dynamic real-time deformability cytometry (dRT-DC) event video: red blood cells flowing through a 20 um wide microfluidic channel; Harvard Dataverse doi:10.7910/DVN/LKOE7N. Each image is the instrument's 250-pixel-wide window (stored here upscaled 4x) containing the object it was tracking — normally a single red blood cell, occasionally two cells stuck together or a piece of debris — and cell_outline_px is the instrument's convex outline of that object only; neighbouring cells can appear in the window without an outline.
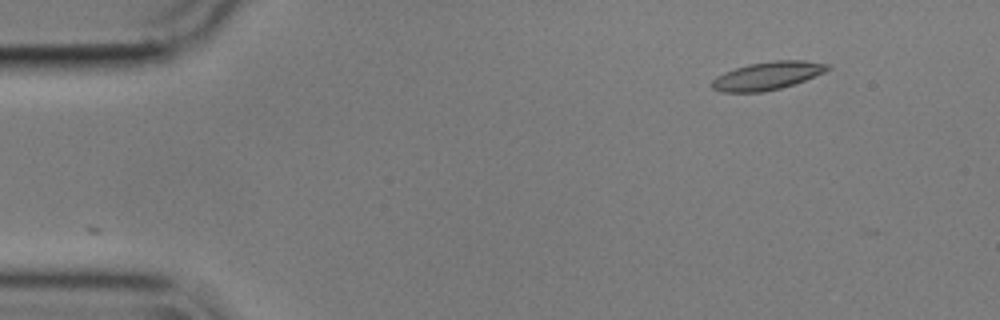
{"species": "common noctule bat (a hibernating species)", "species_latin": "Nyctalus noctula", "temperature_condition": "cold", "stored_images_in_passage": 5, "camera_frame_rate_fps": 3000, "um_per_image_px": 0.085, "animal": {"sex": "male", "body_mass_g": 17.9}, "frame": {"image": 1, "passage_image": 1, "time_ms": 0.0, "image_size_px": [1000, 320], "cell_outline_px": [[832, 68], [824, 72], [804, 80], [780, 88], [764, 92], [720, 92], [712, 88], [712, 80], [716, 76], [724, 72], [748, 64], [776, 60], [804, 60], [828, 64]], "centroid_in_image_um": [65.21, 6.44], "position_along_channel_um": 19.8, "area_um2": 18.79}}